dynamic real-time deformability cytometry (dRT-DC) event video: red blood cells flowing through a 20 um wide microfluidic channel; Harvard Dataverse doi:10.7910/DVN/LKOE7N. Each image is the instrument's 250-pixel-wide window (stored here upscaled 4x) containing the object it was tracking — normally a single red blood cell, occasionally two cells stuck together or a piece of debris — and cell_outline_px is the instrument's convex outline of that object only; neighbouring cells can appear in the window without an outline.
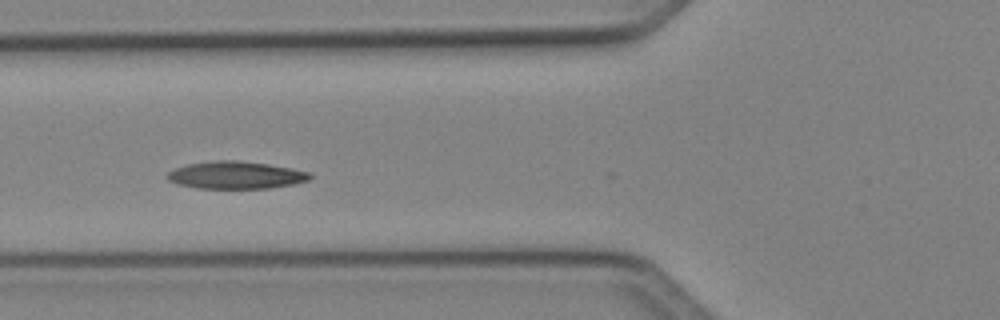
{"species": "Egyptian fruit bat (a non-hibernating species)", "species_latin": "Rousettus aegyptiacus", "temperature_condition": "cold", "stored_images_in_passage": 19, "camera_frame_rate_fps": 3000, "um_per_image_px": 0.085, "animal": {"sex": "female"}, "frame": {"image": 1, "passage_image": 13, "time_ms": 4.0, "image_size_px": [1000, 320], "cell_outline_px": [[312, 176], [308, 180], [292, 184], [268, 188], [196, 188], [176, 184], [168, 180], [164, 176], [168, 172], [176, 168], [188, 164], [216, 160], [236, 160], [268, 164], [292, 168], [312, 172]], "centroid_in_image_um": [20.03, 14.88], "position_along_channel_um": 105.8, "area_um2": 22.83}}
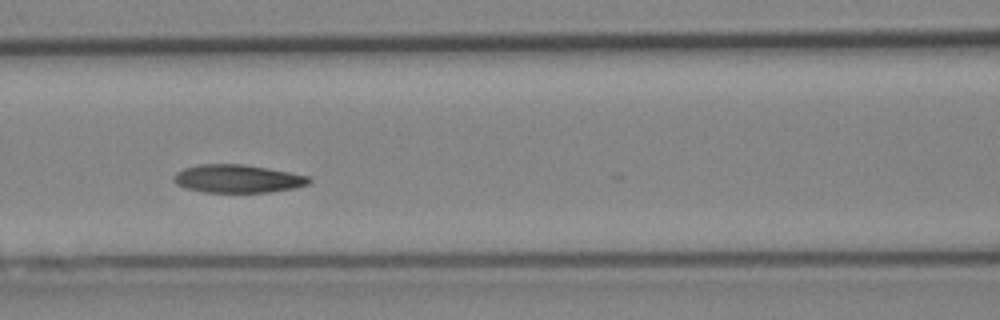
{"frame": {"image": 2, "passage_image": 16, "time_ms": 5.0, "image_size_px": [1000, 320], "cell_outline_px": [[312, 180], [308, 184], [292, 188], [268, 192], [204, 192], [188, 188], [176, 184], [172, 180], [172, 176], [176, 172], [184, 168], [200, 164], [244, 164], [288, 172], [308, 176]], "centroid_in_image_um": [20.15, 15.18], "position_along_channel_um": 146.4, "area_um2": 21.96}}